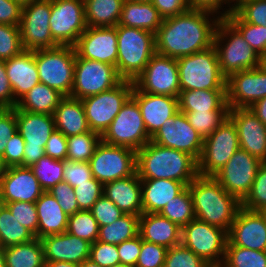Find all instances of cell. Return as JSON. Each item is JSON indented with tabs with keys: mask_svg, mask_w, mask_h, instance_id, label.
Instances as JSON below:
<instances>
[{
	"mask_svg": "<svg viewBox=\"0 0 266 267\" xmlns=\"http://www.w3.org/2000/svg\"><path fill=\"white\" fill-rule=\"evenodd\" d=\"M213 14L212 11L191 8L165 18L155 34L156 53L177 59L213 46L216 27L222 18L220 14L216 17ZM211 15L214 18L211 19Z\"/></svg>",
	"mask_w": 266,
	"mask_h": 267,
	"instance_id": "cell-1",
	"label": "cell"
},
{
	"mask_svg": "<svg viewBox=\"0 0 266 267\" xmlns=\"http://www.w3.org/2000/svg\"><path fill=\"white\" fill-rule=\"evenodd\" d=\"M136 172L140 179H170L187 186L198 176L197 161L191 155L151 140L136 151Z\"/></svg>",
	"mask_w": 266,
	"mask_h": 267,
	"instance_id": "cell-2",
	"label": "cell"
},
{
	"mask_svg": "<svg viewBox=\"0 0 266 267\" xmlns=\"http://www.w3.org/2000/svg\"><path fill=\"white\" fill-rule=\"evenodd\" d=\"M188 187L195 218L229 232L241 202L213 176L198 175Z\"/></svg>",
	"mask_w": 266,
	"mask_h": 267,
	"instance_id": "cell-3",
	"label": "cell"
},
{
	"mask_svg": "<svg viewBox=\"0 0 266 267\" xmlns=\"http://www.w3.org/2000/svg\"><path fill=\"white\" fill-rule=\"evenodd\" d=\"M118 57L116 69L123 80L135 81L156 53L155 34L117 25Z\"/></svg>",
	"mask_w": 266,
	"mask_h": 267,
	"instance_id": "cell-4",
	"label": "cell"
},
{
	"mask_svg": "<svg viewBox=\"0 0 266 267\" xmlns=\"http://www.w3.org/2000/svg\"><path fill=\"white\" fill-rule=\"evenodd\" d=\"M213 46L217 52L220 70L226 78L233 73L253 69L261 64V56L225 17L217 24Z\"/></svg>",
	"mask_w": 266,
	"mask_h": 267,
	"instance_id": "cell-5",
	"label": "cell"
},
{
	"mask_svg": "<svg viewBox=\"0 0 266 267\" xmlns=\"http://www.w3.org/2000/svg\"><path fill=\"white\" fill-rule=\"evenodd\" d=\"M180 91L226 90L227 78L222 74L214 46L177 58Z\"/></svg>",
	"mask_w": 266,
	"mask_h": 267,
	"instance_id": "cell-6",
	"label": "cell"
},
{
	"mask_svg": "<svg viewBox=\"0 0 266 267\" xmlns=\"http://www.w3.org/2000/svg\"><path fill=\"white\" fill-rule=\"evenodd\" d=\"M76 51L74 46L35 50L40 83L70 97L74 81Z\"/></svg>",
	"mask_w": 266,
	"mask_h": 267,
	"instance_id": "cell-7",
	"label": "cell"
},
{
	"mask_svg": "<svg viewBox=\"0 0 266 267\" xmlns=\"http://www.w3.org/2000/svg\"><path fill=\"white\" fill-rule=\"evenodd\" d=\"M103 142L140 150L150 140L137 102L130 97L101 136Z\"/></svg>",
	"mask_w": 266,
	"mask_h": 267,
	"instance_id": "cell-8",
	"label": "cell"
},
{
	"mask_svg": "<svg viewBox=\"0 0 266 267\" xmlns=\"http://www.w3.org/2000/svg\"><path fill=\"white\" fill-rule=\"evenodd\" d=\"M238 149L240 144L237 128L228 117L211 135L204 138L197 161L198 175L214 176Z\"/></svg>",
	"mask_w": 266,
	"mask_h": 267,
	"instance_id": "cell-9",
	"label": "cell"
},
{
	"mask_svg": "<svg viewBox=\"0 0 266 267\" xmlns=\"http://www.w3.org/2000/svg\"><path fill=\"white\" fill-rule=\"evenodd\" d=\"M133 88V81L123 80L108 91L81 99L89 129L102 136L131 97Z\"/></svg>",
	"mask_w": 266,
	"mask_h": 267,
	"instance_id": "cell-10",
	"label": "cell"
},
{
	"mask_svg": "<svg viewBox=\"0 0 266 267\" xmlns=\"http://www.w3.org/2000/svg\"><path fill=\"white\" fill-rule=\"evenodd\" d=\"M122 81L123 79L115 66L80 58L76 54L74 81L70 97L81 100L108 91Z\"/></svg>",
	"mask_w": 266,
	"mask_h": 267,
	"instance_id": "cell-11",
	"label": "cell"
},
{
	"mask_svg": "<svg viewBox=\"0 0 266 267\" xmlns=\"http://www.w3.org/2000/svg\"><path fill=\"white\" fill-rule=\"evenodd\" d=\"M227 242L226 230L196 218L182 228L181 243L208 264H222Z\"/></svg>",
	"mask_w": 266,
	"mask_h": 267,
	"instance_id": "cell-12",
	"label": "cell"
},
{
	"mask_svg": "<svg viewBox=\"0 0 266 267\" xmlns=\"http://www.w3.org/2000/svg\"><path fill=\"white\" fill-rule=\"evenodd\" d=\"M89 164L92 176L104 185L136 172V151L101 140Z\"/></svg>",
	"mask_w": 266,
	"mask_h": 267,
	"instance_id": "cell-13",
	"label": "cell"
},
{
	"mask_svg": "<svg viewBox=\"0 0 266 267\" xmlns=\"http://www.w3.org/2000/svg\"><path fill=\"white\" fill-rule=\"evenodd\" d=\"M51 0H38L22 8L19 25L24 50L51 49L60 46L50 32Z\"/></svg>",
	"mask_w": 266,
	"mask_h": 267,
	"instance_id": "cell-14",
	"label": "cell"
},
{
	"mask_svg": "<svg viewBox=\"0 0 266 267\" xmlns=\"http://www.w3.org/2000/svg\"><path fill=\"white\" fill-rule=\"evenodd\" d=\"M17 132L25 141L23 167H30L45 155V145L55 131L54 115L31 113L16 108Z\"/></svg>",
	"mask_w": 266,
	"mask_h": 267,
	"instance_id": "cell-15",
	"label": "cell"
},
{
	"mask_svg": "<svg viewBox=\"0 0 266 267\" xmlns=\"http://www.w3.org/2000/svg\"><path fill=\"white\" fill-rule=\"evenodd\" d=\"M50 32L60 46H74L87 29L84 0H51Z\"/></svg>",
	"mask_w": 266,
	"mask_h": 267,
	"instance_id": "cell-16",
	"label": "cell"
},
{
	"mask_svg": "<svg viewBox=\"0 0 266 267\" xmlns=\"http://www.w3.org/2000/svg\"><path fill=\"white\" fill-rule=\"evenodd\" d=\"M133 83L140 92L178 97L180 84L177 59L155 53Z\"/></svg>",
	"mask_w": 266,
	"mask_h": 267,
	"instance_id": "cell-17",
	"label": "cell"
},
{
	"mask_svg": "<svg viewBox=\"0 0 266 267\" xmlns=\"http://www.w3.org/2000/svg\"><path fill=\"white\" fill-rule=\"evenodd\" d=\"M261 164L262 161L255 156L238 149L213 177L229 194L242 202L249 194Z\"/></svg>",
	"mask_w": 266,
	"mask_h": 267,
	"instance_id": "cell-18",
	"label": "cell"
},
{
	"mask_svg": "<svg viewBox=\"0 0 266 267\" xmlns=\"http://www.w3.org/2000/svg\"><path fill=\"white\" fill-rule=\"evenodd\" d=\"M151 141L167 148L191 155L196 161L200 158L204 139L191 126L186 115L177 112L164 122Z\"/></svg>",
	"mask_w": 266,
	"mask_h": 267,
	"instance_id": "cell-19",
	"label": "cell"
},
{
	"mask_svg": "<svg viewBox=\"0 0 266 267\" xmlns=\"http://www.w3.org/2000/svg\"><path fill=\"white\" fill-rule=\"evenodd\" d=\"M229 109L249 108L266 97V70L256 67L231 74L226 81Z\"/></svg>",
	"mask_w": 266,
	"mask_h": 267,
	"instance_id": "cell-20",
	"label": "cell"
},
{
	"mask_svg": "<svg viewBox=\"0 0 266 267\" xmlns=\"http://www.w3.org/2000/svg\"><path fill=\"white\" fill-rule=\"evenodd\" d=\"M226 246L266 251V212L240 207L228 232Z\"/></svg>",
	"mask_w": 266,
	"mask_h": 267,
	"instance_id": "cell-21",
	"label": "cell"
},
{
	"mask_svg": "<svg viewBox=\"0 0 266 267\" xmlns=\"http://www.w3.org/2000/svg\"><path fill=\"white\" fill-rule=\"evenodd\" d=\"M74 48L80 58L100 61L116 67L118 57L116 26L87 27Z\"/></svg>",
	"mask_w": 266,
	"mask_h": 267,
	"instance_id": "cell-22",
	"label": "cell"
},
{
	"mask_svg": "<svg viewBox=\"0 0 266 267\" xmlns=\"http://www.w3.org/2000/svg\"><path fill=\"white\" fill-rule=\"evenodd\" d=\"M44 192L30 167H7L0 176L1 204L16 201L35 203Z\"/></svg>",
	"mask_w": 266,
	"mask_h": 267,
	"instance_id": "cell-23",
	"label": "cell"
},
{
	"mask_svg": "<svg viewBox=\"0 0 266 267\" xmlns=\"http://www.w3.org/2000/svg\"><path fill=\"white\" fill-rule=\"evenodd\" d=\"M228 117L237 128L240 149L266 162V126L250 108L229 109Z\"/></svg>",
	"mask_w": 266,
	"mask_h": 267,
	"instance_id": "cell-24",
	"label": "cell"
},
{
	"mask_svg": "<svg viewBox=\"0 0 266 267\" xmlns=\"http://www.w3.org/2000/svg\"><path fill=\"white\" fill-rule=\"evenodd\" d=\"M131 97L140 108L146 130L151 138L166 120L179 111L178 97L140 92L135 86Z\"/></svg>",
	"mask_w": 266,
	"mask_h": 267,
	"instance_id": "cell-25",
	"label": "cell"
},
{
	"mask_svg": "<svg viewBox=\"0 0 266 267\" xmlns=\"http://www.w3.org/2000/svg\"><path fill=\"white\" fill-rule=\"evenodd\" d=\"M45 261H64L81 264L89 259V241L67 232L45 236L40 239Z\"/></svg>",
	"mask_w": 266,
	"mask_h": 267,
	"instance_id": "cell-26",
	"label": "cell"
},
{
	"mask_svg": "<svg viewBox=\"0 0 266 267\" xmlns=\"http://www.w3.org/2000/svg\"><path fill=\"white\" fill-rule=\"evenodd\" d=\"M5 69L16 101L40 83L35 50H23L19 55L6 60Z\"/></svg>",
	"mask_w": 266,
	"mask_h": 267,
	"instance_id": "cell-27",
	"label": "cell"
},
{
	"mask_svg": "<svg viewBox=\"0 0 266 267\" xmlns=\"http://www.w3.org/2000/svg\"><path fill=\"white\" fill-rule=\"evenodd\" d=\"M103 195L112 200L124 214L143 213L141 179L135 172L103 185Z\"/></svg>",
	"mask_w": 266,
	"mask_h": 267,
	"instance_id": "cell-28",
	"label": "cell"
},
{
	"mask_svg": "<svg viewBox=\"0 0 266 267\" xmlns=\"http://www.w3.org/2000/svg\"><path fill=\"white\" fill-rule=\"evenodd\" d=\"M182 228L160 213H142L139 235L142 240L171 248L181 243Z\"/></svg>",
	"mask_w": 266,
	"mask_h": 267,
	"instance_id": "cell-29",
	"label": "cell"
},
{
	"mask_svg": "<svg viewBox=\"0 0 266 267\" xmlns=\"http://www.w3.org/2000/svg\"><path fill=\"white\" fill-rule=\"evenodd\" d=\"M143 213H160L187 185L170 179H141Z\"/></svg>",
	"mask_w": 266,
	"mask_h": 267,
	"instance_id": "cell-30",
	"label": "cell"
},
{
	"mask_svg": "<svg viewBox=\"0 0 266 267\" xmlns=\"http://www.w3.org/2000/svg\"><path fill=\"white\" fill-rule=\"evenodd\" d=\"M35 205L38 214V239L66 232L68 215L48 191L37 199Z\"/></svg>",
	"mask_w": 266,
	"mask_h": 267,
	"instance_id": "cell-31",
	"label": "cell"
},
{
	"mask_svg": "<svg viewBox=\"0 0 266 267\" xmlns=\"http://www.w3.org/2000/svg\"><path fill=\"white\" fill-rule=\"evenodd\" d=\"M55 130L66 137L90 131L83 103L80 99L64 97L54 112Z\"/></svg>",
	"mask_w": 266,
	"mask_h": 267,
	"instance_id": "cell-32",
	"label": "cell"
},
{
	"mask_svg": "<svg viewBox=\"0 0 266 267\" xmlns=\"http://www.w3.org/2000/svg\"><path fill=\"white\" fill-rule=\"evenodd\" d=\"M179 112L228 111L226 90H183L178 96Z\"/></svg>",
	"mask_w": 266,
	"mask_h": 267,
	"instance_id": "cell-33",
	"label": "cell"
},
{
	"mask_svg": "<svg viewBox=\"0 0 266 267\" xmlns=\"http://www.w3.org/2000/svg\"><path fill=\"white\" fill-rule=\"evenodd\" d=\"M163 20L164 18L153 6L152 2L125 0L119 25L139 28L156 34Z\"/></svg>",
	"mask_w": 266,
	"mask_h": 267,
	"instance_id": "cell-34",
	"label": "cell"
},
{
	"mask_svg": "<svg viewBox=\"0 0 266 267\" xmlns=\"http://www.w3.org/2000/svg\"><path fill=\"white\" fill-rule=\"evenodd\" d=\"M64 96L46 84L38 83L17 101L16 108L31 113L54 115Z\"/></svg>",
	"mask_w": 266,
	"mask_h": 267,
	"instance_id": "cell-35",
	"label": "cell"
},
{
	"mask_svg": "<svg viewBox=\"0 0 266 267\" xmlns=\"http://www.w3.org/2000/svg\"><path fill=\"white\" fill-rule=\"evenodd\" d=\"M125 0H84L87 27H114L119 24Z\"/></svg>",
	"mask_w": 266,
	"mask_h": 267,
	"instance_id": "cell-36",
	"label": "cell"
},
{
	"mask_svg": "<svg viewBox=\"0 0 266 267\" xmlns=\"http://www.w3.org/2000/svg\"><path fill=\"white\" fill-rule=\"evenodd\" d=\"M4 256L6 267H45L43 246L38 238L4 248Z\"/></svg>",
	"mask_w": 266,
	"mask_h": 267,
	"instance_id": "cell-37",
	"label": "cell"
},
{
	"mask_svg": "<svg viewBox=\"0 0 266 267\" xmlns=\"http://www.w3.org/2000/svg\"><path fill=\"white\" fill-rule=\"evenodd\" d=\"M139 218L134 214H123L111 224L99 226L97 241L118 245L139 235Z\"/></svg>",
	"mask_w": 266,
	"mask_h": 267,
	"instance_id": "cell-38",
	"label": "cell"
},
{
	"mask_svg": "<svg viewBox=\"0 0 266 267\" xmlns=\"http://www.w3.org/2000/svg\"><path fill=\"white\" fill-rule=\"evenodd\" d=\"M35 235L22 226L10 210L0 203V246L7 248L35 239Z\"/></svg>",
	"mask_w": 266,
	"mask_h": 267,
	"instance_id": "cell-39",
	"label": "cell"
},
{
	"mask_svg": "<svg viewBox=\"0 0 266 267\" xmlns=\"http://www.w3.org/2000/svg\"><path fill=\"white\" fill-rule=\"evenodd\" d=\"M160 214L180 228H183L194 220L193 200L189 187L187 186L180 194L166 203L165 207L160 211Z\"/></svg>",
	"mask_w": 266,
	"mask_h": 267,
	"instance_id": "cell-40",
	"label": "cell"
},
{
	"mask_svg": "<svg viewBox=\"0 0 266 267\" xmlns=\"http://www.w3.org/2000/svg\"><path fill=\"white\" fill-rule=\"evenodd\" d=\"M101 140V135L92 130L67 137L66 159L70 161L89 162Z\"/></svg>",
	"mask_w": 266,
	"mask_h": 267,
	"instance_id": "cell-41",
	"label": "cell"
},
{
	"mask_svg": "<svg viewBox=\"0 0 266 267\" xmlns=\"http://www.w3.org/2000/svg\"><path fill=\"white\" fill-rule=\"evenodd\" d=\"M30 169L44 191H49L57 183L63 182L64 161L44 155L35 164H32Z\"/></svg>",
	"mask_w": 266,
	"mask_h": 267,
	"instance_id": "cell-42",
	"label": "cell"
},
{
	"mask_svg": "<svg viewBox=\"0 0 266 267\" xmlns=\"http://www.w3.org/2000/svg\"><path fill=\"white\" fill-rule=\"evenodd\" d=\"M252 49L262 56L266 52V26L245 22L235 11L225 17Z\"/></svg>",
	"mask_w": 266,
	"mask_h": 267,
	"instance_id": "cell-43",
	"label": "cell"
},
{
	"mask_svg": "<svg viewBox=\"0 0 266 267\" xmlns=\"http://www.w3.org/2000/svg\"><path fill=\"white\" fill-rule=\"evenodd\" d=\"M224 267H266V251L226 246Z\"/></svg>",
	"mask_w": 266,
	"mask_h": 267,
	"instance_id": "cell-44",
	"label": "cell"
},
{
	"mask_svg": "<svg viewBox=\"0 0 266 267\" xmlns=\"http://www.w3.org/2000/svg\"><path fill=\"white\" fill-rule=\"evenodd\" d=\"M66 232L94 243L99 236V225L90 210H79L68 216Z\"/></svg>",
	"mask_w": 266,
	"mask_h": 267,
	"instance_id": "cell-45",
	"label": "cell"
},
{
	"mask_svg": "<svg viewBox=\"0 0 266 267\" xmlns=\"http://www.w3.org/2000/svg\"><path fill=\"white\" fill-rule=\"evenodd\" d=\"M191 126L204 139L211 135L228 118V111L182 112Z\"/></svg>",
	"mask_w": 266,
	"mask_h": 267,
	"instance_id": "cell-46",
	"label": "cell"
},
{
	"mask_svg": "<svg viewBox=\"0 0 266 267\" xmlns=\"http://www.w3.org/2000/svg\"><path fill=\"white\" fill-rule=\"evenodd\" d=\"M241 206L251 211L266 212V162L260 165L252 188Z\"/></svg>",
	"mask_w": 266,
	"mask_h": 267,
	"instance_id": "cell-47",
	"label": "cell"
},
{
	"mask_svg": "<svg viewBox=\"0 0 266 267\" xmlns=\"http://www.w3.org/2000/svg\"><path fill=\"white\" fill-rule=\"evenodd\" d=\"M208 263L182 243L167 249L164 267H208Z\"/></svg>",
	"mask_w": 266,
	"mask_h": 267,
	"instance_id": "cell-48",
	"label": "cell"
},
{
	"mask_svg": "<svg viewBox=\"0 0 266 267\" xmlns=\"http://www.w3.org/2000/svg\"><path fill=\"white\" fill-rule=\"evenodd\" d=\"M23 50L19 26L0 24V60L6 61Z\"/></svg>",
	"mask_w": 266,
	"mask_h": 267,
	"instance_id": "cell-49",
	"label": "cell"
},
{
	"mask_svg": "<svg viewBox=\"0 0 266 267\" xmlns=\"http://www.w3.org/2000/svg\"><path fill=\"white\" fill-rule=\"evenodd\" d=\"M17 221L37 238L38 214L35 203L16 201L4 204Z\"/></svg>",
	"mask_w": 266,
	"mask_h": 267,
	"instance_id": "cell-50",
	"label": "cell"
},
{
	"mask_svg": "<svg viewBox=\"0 0 266 267\" xmlns=\"http://www.w3.org/2000/svg\"><path fill=\"white\" fill-rule=\"evenodd\" d=\"M234 11L247 23L266 25V0H241Z\"/></svg>",
	"mask_w": 266,
	"mask_h": 267,
	"instance_id": "cell-51",
	"label": "cell"
},
{
	"mask_svg": "<svg viewBox=\"0 0 266 267\" xmlns=\"http://www.w3.org/2000/svg\"><path fill=\"white\" fill-rule=\"evenodd\" d=\"M80 210H90L95 202L103 195V184L94 177L88 183L73 187Z\"/></svg>",
	"mask_w": 266,
	"mask_h": 267,
	"instance_id": "cell-52",
	"label": "cell"
},
{
	"mask_svg": "<svg viewBox=\"0 0 266 267\" xmlns=\"http://www.w3.org/2000/svg\"><path fill=\"white\" fill-rule=\"evenodd\" d=\"M167 248L141 238V250L135 267H164Z\"/></svg>",
	"mask_w": 266,
	"mask_h": 267,
	"instance_id": "cell-53",
	"label": "cell"
},
{
	"mask_svg": "<svg viewBox=\"0 0 266 267\" xmlns=\"http://www.w3.org/2000/svg\"><path fill=\"white\" fill-rule=\"evenodd\" d=\"M89 259L101 267H111L118 264L120 258L117 245L96 240L91 244Z\"/></svg>",
	"mask_w": 266,
	"mask_h": 267,
	"instance_id": "cell-54",
	"label": "cell"
},
{
	"mask_svg": "<svg viewBox=\"0 0 266 267\" xmlns=\"http://www.w3.org/2000/svg\"><path fill=\"white\" fill-rule=\"evenodd\" d=\"M99 226H105L119 219L124 213L115 203L102 195L90 209Z\"/></svg>",
	"mask_w": 266,
	"mask_h": 267,
	"instance_id": "cell-55",
	"label": "cell"
},
{
	"mask_svg": "<svg viewBox=\"0 0 266 267\" xmlns=\"http://www.w3.org/2000/svg\"><path fill=\"white\" fill-rule=\"evenodd\" d=\"M93 178L89 162L64 160L63 181L72 187L88 183Z\"/></svg>",
	"mask_w": 266,
	"mask_h": 267,
	"instance_id": "cell-56",
	"label": "cell"
},
{
	"mask_svg": "<svg viewBox=\"0 0 266 267\" xmlns=\"http://www.w3.org/2000/svg\"><path fill=\"white\" fill-rule=\"evenodd\" d=\"M48 192L57 200L58 204L68 216L80 210L73 187L67 182L57 183Z\"/></svg>",
	"mask_w": 266,
	"mask_h": 267,
	"instance_id": "cell-57",
	"label": "cell"
},
{
	"mask_svg": "<svg viewBox=\"0 0 266 267\" xmlns=\"http://www.w3.org/2000/svg\"><path fill=\"white\" fill-rule=\"evenodd\" d=\"M24 148L25 141L22 136L16 132L8 139L4 154L1 157L4 167L23 166Z\"/></svg>",
	"mask_w": 266,
	"mask_h": 267,
	"instance_id": "cell-58",
	"label": "cell"
},
{
	"mask_svg": "<svg viewBox=\"0 0 266 267\" xmlns=\"http://www.w3.org/2000/svg\"><path fill=\"white\" fill-rule=\"evenodd\" d=\"M17 132L16 107L0 109V156L5 151L8 139Z\"/></svg>",
	"mask_w": 266,
	"mask_h": 267,
	"instance_id": "cell-59",
	"label": "cell"
},
{
	"mask_svg": "<svg viewBox=\"0 0 266 267\" xmlns=\"http://www.w3.org/2000/svg\"><path fill=\"white\" fill-rule=\"evenodd\" d=\"M45 155L55 160H66L67 137L60 131L55 130L45 145Z\"/></svg>",
	"mask_w": 266,
	"mask_h": 267,
	"instance_id": "cell-60",
	"label": "cell"
},
{
	"mask_svg": "<svg viewBox=\"0 0 266 267\" xmlns=\"http://www.w3.org/2000/svg\"><path fill=\"white\" fill-rule=\"evenodd\" d=\"M120 263L135 267L141 250V236L123 241L117 245Z\"/></svg>",
	"mask_w": 266,
	"mask_h": 267,
	"instance_id": "cell-61",
	"label": "cell"
},
{
	"mask_svg": "<svg viewBox=\"0 0 266 267\" xmlns=\"http://www.w3.org/2000/svg\"><path fill=\"white\" fill-rule=\"evenodd\" d=\"M22 8L15 0H0V24L19 26Z\"/></svg>",
	"mask_w": 266,
	"mask_h": 267,
	"instance_id": "cell-62",
	"label": "cell"
},
{
	"mask_svg": "<svg viewBox=\"0 0 266 267\" xmlns=\"http://www.w3.org/2000/svg\"><path fill=\"white\" fill-rule=\"evenodd\" d=\"M151 2L164 19L191 9L188 0H152Z\"/></svg>",
	"mask_w": 266,
	"mask_h": 267,
	"instance_id": "cell-63",
	"label": "cell"
},
{
	"mask_svg": "<svg viewBox=\"0 0 266 267\" xmlns=\"http://www.w3.org/2000/svg\"><path fill=\"white\" fill-rule=\"evenodd\" d=\"M17 101L10 86L5 61L0 60V108H15Z\"/></svg>",
	"mask_w": 266,
	"mask_h": 267,
	"instance_id": "cell-64",
	"label": "cell"
},
{
	"mask_svg": "<svg viewBox=\"0 0 266 267\" xmlns=\"http://www.w3.org/2000/svg\"><path fill=\"white\" fill-rule=\"evenodd\" d=\"M190 7L192 9H203V10H208L212 11L215 14H219L220 10L222 9L223 4L231 5L230 3H233L232 6H228L229 8L226 9V11H223L224 13H220L221 17H226L227 15L231 14L236 7L235 0H188ZM223 3V4H222Z\"/></svg>",
	"mask_w": 266,
	"mask_h": 267,
	"instance_id": "cell-65",
	"label": "cell"
},
{
	"mask_svg": "<svg viewBox=\"0 0 266 267\" xmlns=\"http://www.w3.org/2000/svg\"><path fill=\"white\" fill-rule=\"evenodd\" d=\"M249 108L266 126V97L256 101Z\"/></svg>",
	"mask_w": 266,
	"mask_h": 267,
	"instance_id": "cell-66",
	"label": "cell"
},
{
	"mask_svg": "<svg viewBox=\"0 0 266 267\" xmlns=\"http://www.w3.org/2000/svg\"><path fill=\"white\" fill-rule=\"evenodd\" d=\"M45 267H79V264L64 261H45Z\"/></svg>",
	"mask_w": 266,
	"mask_h": 267,
	"instance_id": "cell-67",
	"label": "cell"
},
{
	"mask_svg": "<svg viewBox=\"0 0 266 267\" xmlns=\"http://www.w3.org/2000/svg\"><path fill=\"white\" fill-rule=\"evenodd\" d=\"M79 267H101L97 263H94L90 259H87L83 261L81 264H79Z\"/></svg>",
	"mask_w": 266,
	"mask_h": 267,
	"instance_id": "cell-68",
	"label": "cell"
},
{
	"mask_svg": "<svg viewBox=\"0 0 266 267\" xmlns=\"http://www.w3.org/2000/svg\"><path fill=\"white\" fill-rule=\"evenodd\" d=\"M0 267L5 266V256H4V248L0 246Z\"/></svg>",
	"mask_w": 266,
	"mask_h": 267,
	"instance_id": "cell-69",
	"label": "cell"
},
{
	"mask_svg": "<svg viewBox=\"0 0 266 267\" xmlns=\"http://www.w3.org/2000/svg\"><path fill=\"white\" fill-rule=\"evenodd\" d=\"M260 66H262L266 70V52L261 56Z\"/></svg>",
	"mask_w": 266,
	"mask_h": 267,
	"instance_id": "cell-70",
	"label": "cell"
},
{
	"mask_svg": "<svg viewBox=\"0 0 266 267\" xmlns=\"http://www.w3.org/2000/svg\"><path fill=\"white\" fill-rule=\"evenodd\" d=\"M16 2L20 3L22 6L26 4H30L31 2L38 1V0H15Z\"/></svg>",
	"mask_w": 266,
	"mask_h": 267,
	"instance_id": "cell-71",
	"label": "cell"
},
{
	"mask_svg": "<svg viewBox=\"0 0 266 267\" xmlns=\"http://www.w3.org/2000/svg\"><path fill=\"white\" fill-rule=\"evenodd\" d=\"M4 169H5V167H4L3 163H2L1 156H0V176L3 173Z\"/></svg>",
	"mask_w": 266,
	"mask_h": 267,
	"instance_id": "cell-72",
	"label": "cell"
},
{
	"mask_svg": "<svg viewBox=\"0 0 266 267\" xmlns=\"http://www.w3.org/2000/svg\"><path fill=\"white\" fill-rule=\"evenodd\" d=\"M111 267H132V266L125 265V264H123V263H118V264H115V265H113V266H111Z\"/></svg>",
	"mask_w": 266,
	"mask_h": 267,
	"instance_id": "cell-73",
	"label": "cell"
},
{
	"mask_svg": "<svg viewBox=\"0 0 266 267\" xmlns=\"http://www.w3.org/2000/svg\"><path fill=\"white\" fill-rule=\"evenodd\" d=\"M208 267H224L222 264H209Z\"/></svg>",
	"mask_w": 266,
	"mask_h": 267,
	"instance_id": "cell-74",
	"label": "cell"
},
{
	"mask_svg": "<svg viewBox=\"0 0 266 267\" xmlns=\"http://www.w3.org/2000/svg\"><path fill=\"white\" fill-rule=\"evenodd\" d=\"M129 1H135V2H151L152 0H129Z\"/></svg>",
	"mask_w": 266,
	"mask_h": 267,
	"instance_id": "cell-75",
	"label": "cell"
},
{
	"mask_svg": "<svg viewBox=\"0 0 266 267\" xmlns=\"http://www.w3.org/2000/svg\"><path fill=\"white\" fill-rule=\"evenodd\" d=\"M241 0H235V4L237 5Z\"/></svg>",
	"mask_w": 266,
	"mask_h": 267,
	"instance_id": "cell-76",
	"label": "cell"
}]
</instances>
